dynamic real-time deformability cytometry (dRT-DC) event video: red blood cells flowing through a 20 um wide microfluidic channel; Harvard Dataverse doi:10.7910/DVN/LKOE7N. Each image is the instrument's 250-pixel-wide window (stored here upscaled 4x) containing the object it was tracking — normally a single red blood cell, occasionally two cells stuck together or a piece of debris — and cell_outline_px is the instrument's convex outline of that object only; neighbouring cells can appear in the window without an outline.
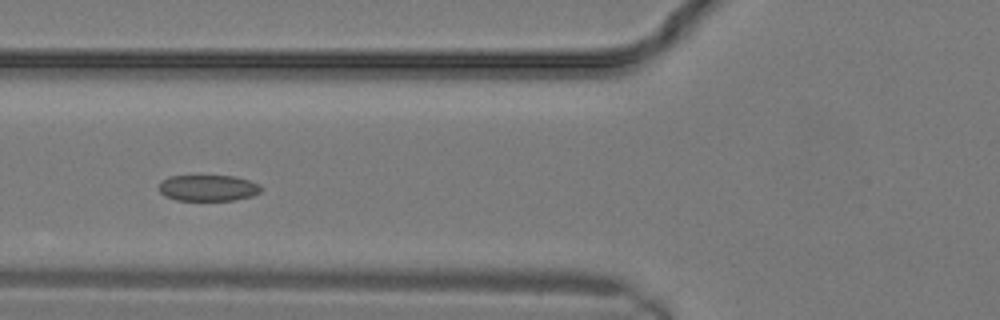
{"species": "common noctule bat (a hibernating species)", "species_latin": "Nyctalus noctula", "temperature_condition": "warm", "stored_images_in_passage": 17, "camera_frame_rate_fps": 3000, "um_per_image_px": 0.085, "animal": {"sex": "male", "body_mass_g": 19.2, "forearm_length_mm": 51.8}, "frame": {"image": 1, "passage_image": 8, "time_ms": 2.333, "image_size_px": [1000, 320], "cell_outline_px": [[264, 188], [260, 192], [252, 196], [236, 200], [176, 200], [164, 196], [160, 192], [160, 180], [168, 176], [232, 176], [248, 180], [260, 184]], "centroid_in_image_um": [17.7, 15.98], "position_along_channel_um": 108.1, "area_um2": 15.66}}
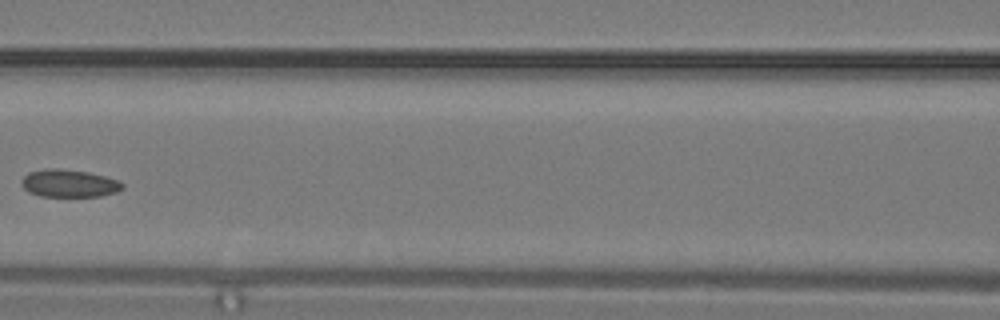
{"frame": {"image": 2, "passage_image": 10, "time_ms": 3.0, "image_size_px": [1000, 320], "cell_outline_px": [[124, 188], [116, 192], [100, 196], [40, 196], [28, 192], [20, 184], [20, 180], [28, 172], [48, 168], [56, 168], [88, 172], [120, 180], [124, 184]], "centroid_in_image_um": [5.86, 15.58], "position_along_channel_um": 160.7, "area_um2": 16.36}}